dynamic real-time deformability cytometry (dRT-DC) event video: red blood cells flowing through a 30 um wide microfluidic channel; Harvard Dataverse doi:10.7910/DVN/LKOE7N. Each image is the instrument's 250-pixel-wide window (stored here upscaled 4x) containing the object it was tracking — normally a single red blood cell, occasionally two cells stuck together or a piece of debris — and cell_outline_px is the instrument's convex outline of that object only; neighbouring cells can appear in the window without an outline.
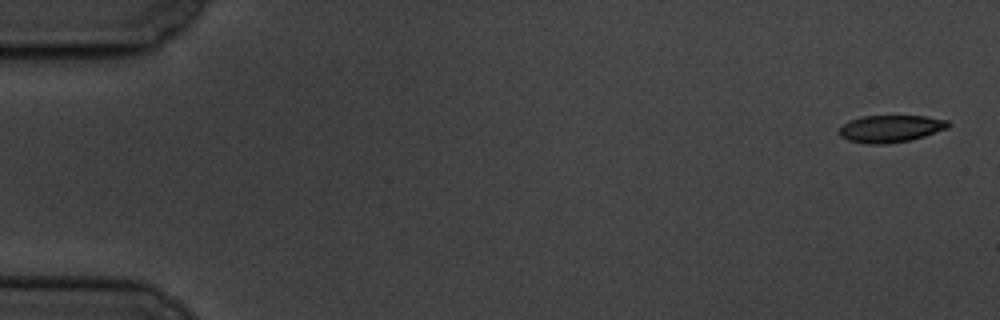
{"species": "common noctule bat (a hibernating species)", "species_latin": "Nyctalus noctula", "temperature_condition": "cold", "stored_images_in_passage": 7, "camera_frame_rate_fps": 3000, "um_per_image_px": 0.085, "animal": {"sex": "male", "body_mass_g": 19.5, "forearm_length_mm": 54.6}, "frame": {"image": 1, "passage_image": 1, "time_ms": 0.0, "image_size_px": [1000, 320], "cell_outline_px": [[952, 124], [948, 128], [912, 140], [888, 144], [864, 144], [848, 140], [840, 136], [836, 132], [848, 120], [864, 116], [928, 116], [948, 120]], "centroid_in_image_um": [75.7, 10.94], "position_along_channel_um": 9.3, "area_um2": 17.57}}
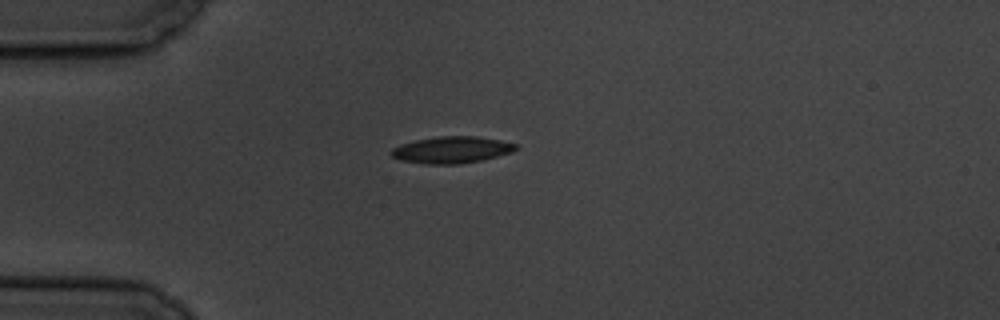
{"frame": {"image": 2, "passage_image": 5, "time_ms": 4.667, "image_size_px": [1000, 320], "cell_outline_px": [[520, 148], [512, 152], [480, 160], [460, 164], [428, 164], [400, 160], [392, 156], [388, 152], [392, 148], [400, 144], [416, 140], [440, 136], [476, 136], [500, 140], [520, 144]], "centroid_in_image_um": [38.41, 12.73], "position_along_channel_um": 46.6, "area_um2": 19.48}}
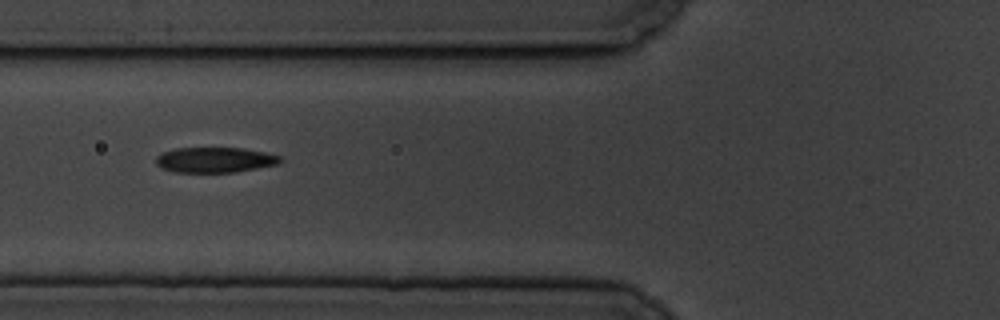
{"frame": {"image": 3, "passage_image": 7, "time_ms": 7.0, "image_size_px": [1000, 320], "cell_outline_px": [[280, 160], [276, 164], [236, 172], [172, 172], [160, 168], [156, 164], [156, 156], [164, 152], [176, 148], [244, 148], [264, 152], [280, 156]], "centroid_in_image_um": [18.2, 13.59], "position_along_channel_um": 107.6, "area_um2": 18.21}}